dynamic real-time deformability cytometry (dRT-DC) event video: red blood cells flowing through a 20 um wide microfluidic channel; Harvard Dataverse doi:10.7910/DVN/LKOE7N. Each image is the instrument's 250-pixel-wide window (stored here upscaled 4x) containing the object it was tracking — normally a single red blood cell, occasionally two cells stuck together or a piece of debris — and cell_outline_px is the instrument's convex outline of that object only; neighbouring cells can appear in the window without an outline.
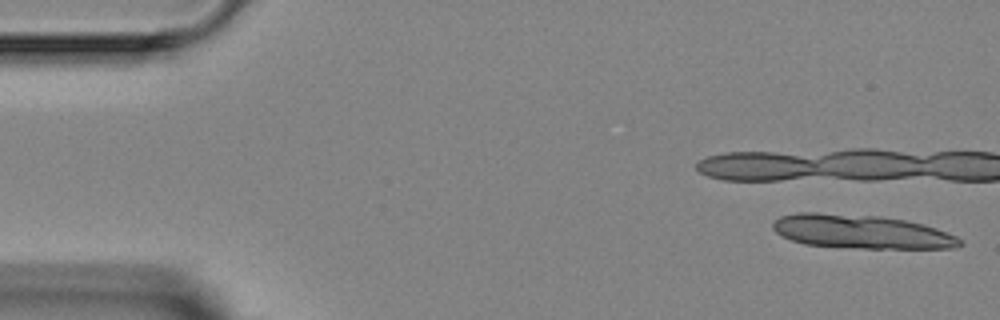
{"species": "Egyptian fruit bat (a non-hibernating species)", "species_latin": "Rousettus aegyptiacus", "temperature_condition": "room temperature", "stored_images_in_passage": 5, "segment_of_instrument_passage": [1, 2], "camera_frame_rate_fps": 3000, "um_per_image_px": 0.085, "animal": {"sex": "female"}, "frame": {"image": 1, "passage_image": 1, "time_ms": 0.0, "image_size_px": [1000, 320], "cell_outline_px": [[964, 244], [956, 248], [860, 248], [804, 244], [780, 236], [772, 228], [772, 224], [780, 216], [800, 212], [816, 212], [880, 216], [904, 220], [936, 228], [956, 236]], "centroid_in_image_um": [73.18, 19.69], "position_along_channel_um": 11.8, "area_um2": 36.7}}
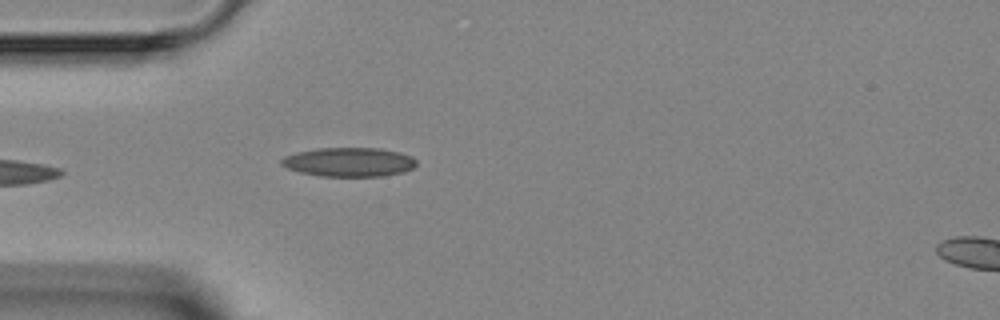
{"frame": {"image": 2, "passage_image": 4, "time_ms": 5.0, "image_size_px": [1000, 320], "cell_outline_px": [[416, 164], [412, 168], [404, 172], [384, 176], [320, 176], [300, 172], [288, 168], [280, 164], [280, 160], [284, 156], [296, 152], [316, 148], [380, 148], [400, 152], [412, 156], [416, 160]], "centroid_in_image_um": [29.67, 13.77], "position_along_channel_um": 55.3, "area_um2": 23.0}}